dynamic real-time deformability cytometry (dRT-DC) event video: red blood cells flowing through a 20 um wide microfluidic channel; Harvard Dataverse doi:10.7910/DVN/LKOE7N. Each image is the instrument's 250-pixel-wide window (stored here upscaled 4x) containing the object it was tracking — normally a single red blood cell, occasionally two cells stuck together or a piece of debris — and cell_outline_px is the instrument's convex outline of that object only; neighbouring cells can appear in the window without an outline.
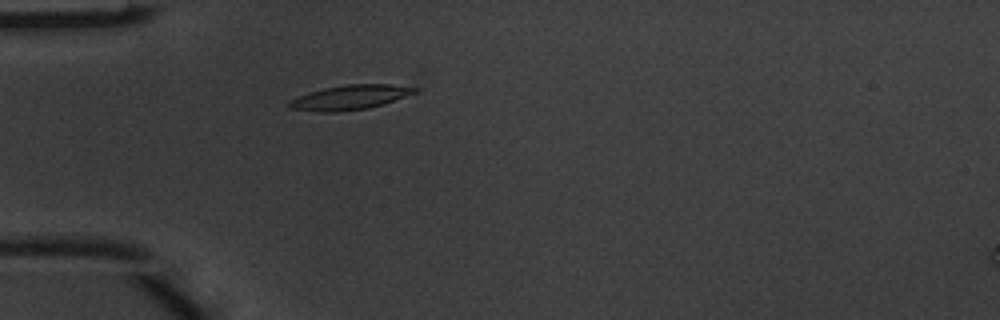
{"species": "common noctule bat (a hibernating species)", "species_latin": "Nyctalus noctula", "temperature_condition": "warm", "stored_images_in_passage": 5, "segment_of_instrument_passage": [1, 2], "camera_frame_rate_fps": 3000, "um_per_image_px": 0.085, "animal": {"sex": "male", "body_mass_g": 20.1, "forearm_length_mm": 53.5}, "frame": {"image": 1, "passage_image": 4, "time_ms": 1.0, "image_size_px": [1000, 320], "cell_outline_px": [[420, 88], [416, 92], [384, 104], [368, 108], [336, 112], [316, 112], [288, 108], [288, 100], [308, 92], [324, 88], [348, 84], [392, 84]], "centroid_in_image_um": [29.71, 8.28], "position_along_channel_um": 55.3, "area_um2": 18.09}}